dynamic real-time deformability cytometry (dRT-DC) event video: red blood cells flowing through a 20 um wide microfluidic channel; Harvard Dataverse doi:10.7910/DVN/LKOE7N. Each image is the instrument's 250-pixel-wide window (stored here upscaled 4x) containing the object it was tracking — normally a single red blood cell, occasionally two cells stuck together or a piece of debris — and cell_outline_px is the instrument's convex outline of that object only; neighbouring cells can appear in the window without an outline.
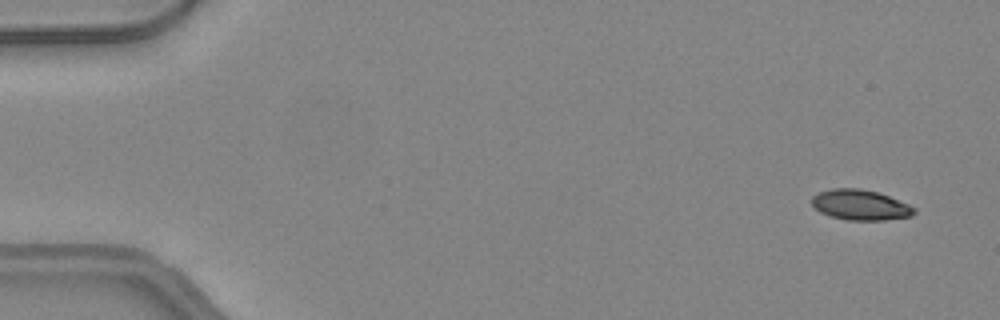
{"species": "common noctule bat (a hibernating species)", "species_latin": "Nyctalus noctula", "temperature_condition": "warm", "stored_images_in_passage": 49, "camera_frame_rate_fps": 3000, "um_per_image_px": 0.085, "animal": {"sex": "female", "body_mass_g": 24.6, "forearm_length_mm": 56.2}, "frame": {"image": 1, "passage_image": 3, "time_ms": 0.667, "image_size_px": [1000, 320], "cell_outline_px": [[916, 212], [912, 216], [884, 220], [848, 220], [832, 216], [820, 212], [812, 204], [812, 196], [820, 192], [832, 188], [860, 188], [876, 192], [888, 196], [908, 204], [916, 208]], "centroid_in_image_um": [73.14, 17.42], "position_along_channel_um": 11.9, "area_um2": 17.98}}
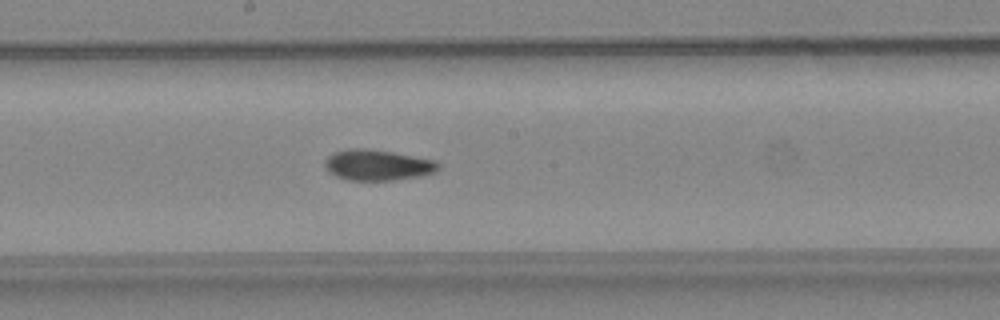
{"frame": {"image": 2, "passage_image": 27, "time_ms": 8.667, "image_size_px": [1000, 320], "cell_outline_px": [[440, 168], [436, 172], [420, 176], [392, 180], [348, 180], [336, 176], [328, 172], [324, 168], [324, 160], [328, 156], [336, 152], [348, 148], [360, 148], [392, 152], [436, 160], [440, 164]], "centroid_in_image_um": [32.09, 14.03], "position_along_channel_um": 216.1, "area_um2": 20.4}}
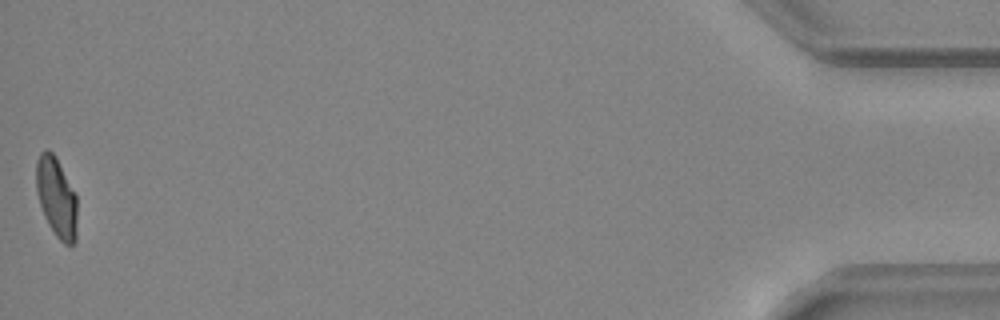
{"frame": {"image": 3, "passage_image": 49, "time_ms": 16.0, "image_size_px": [1000, 320], "cell_outline_px": [[76, 240], [72, 244], [64, 244], [56, 236], [48, 224], [44, 216], [36, 192], [36, 160], [40, 152], [44, 148], [48, 148], [56, 156], [76, 192]], "centroid_in_image_um": [4.79, 16.72], "position_along_channel_um": 430.4, "area_um2": 19.36}, "authors_computed_cell_mechanics": {"area_um2": 19.652, "velocity_mm_per_s": 4.2556, "shape_relaxation_time_tau1_ms": 8.1991, "shape_relaxation_time_tau2_ms": 1.9285, "deformation_change_tau1": 0.253, "deformation_change_tau2": 0.0813}}